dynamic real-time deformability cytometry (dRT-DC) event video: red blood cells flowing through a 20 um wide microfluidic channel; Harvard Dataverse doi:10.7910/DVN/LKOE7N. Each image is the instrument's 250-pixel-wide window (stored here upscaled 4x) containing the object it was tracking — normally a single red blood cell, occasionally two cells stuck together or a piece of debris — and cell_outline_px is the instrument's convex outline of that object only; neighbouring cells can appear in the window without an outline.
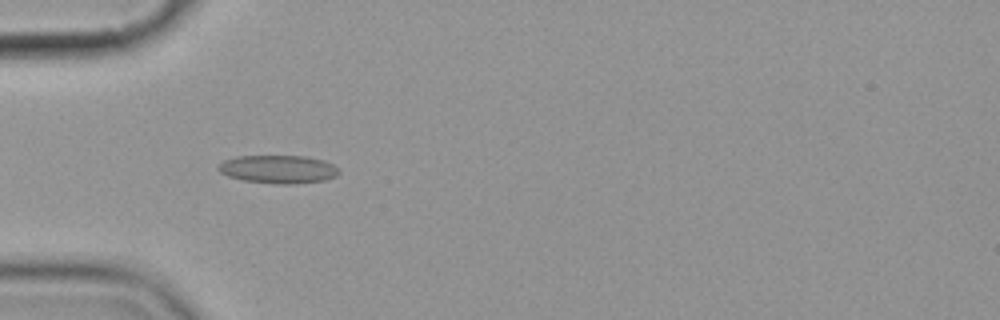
{"species": "common noctule bat (a hibernating species)", "species_latin": "Nyctalus noctula", "temperature_condition": "cold", "stored_images_in_passage": 6, "camera_frame_rate_fps": 3000, "um_per_image_px": 0.085, "animal": {"sex": "female", "body_mass_g": 19.9}, "frame": {"image": 1, "passage_image": 5, "time_ms": 5.0, "image_size_px": [1000, 320], "cell_outline_px": [[340, 172], [336, 176], [324, 180], [292, 184], [276, 184], [244, 180], [228, 176], [220, 172], [216, 168], [224, 160], [236, 156], [304, 156], [324, 160], [332, 164]], "centroid_in_image_um": [23.64, 14.38], "position_along_channel_um": 61.4, "area_um2": 19.71}}
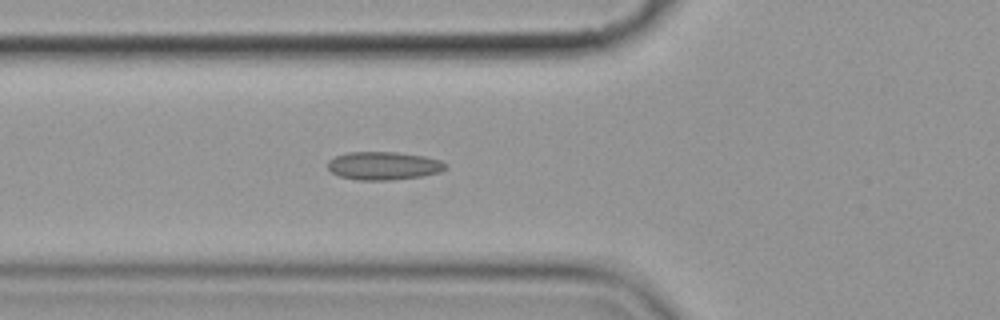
{"frame": {"image": 2, "passage_image": 6, "time_ms": 6.0, "image_size_px": [1000, 320], "cell_outline_px": [[448, 168], [440, 172], [420, 176], [392, 180], [356, 180], [340, 176], [332, 172], [328, 168], [328, 160], [336, 156], [348, 152], [396, 152], [424, 156], [440, 160], [448, 164]], "centroid_in_image_um": [32.63, 14.09], "position_along_channel_um": 93.2, "area_um2": 19.36}}